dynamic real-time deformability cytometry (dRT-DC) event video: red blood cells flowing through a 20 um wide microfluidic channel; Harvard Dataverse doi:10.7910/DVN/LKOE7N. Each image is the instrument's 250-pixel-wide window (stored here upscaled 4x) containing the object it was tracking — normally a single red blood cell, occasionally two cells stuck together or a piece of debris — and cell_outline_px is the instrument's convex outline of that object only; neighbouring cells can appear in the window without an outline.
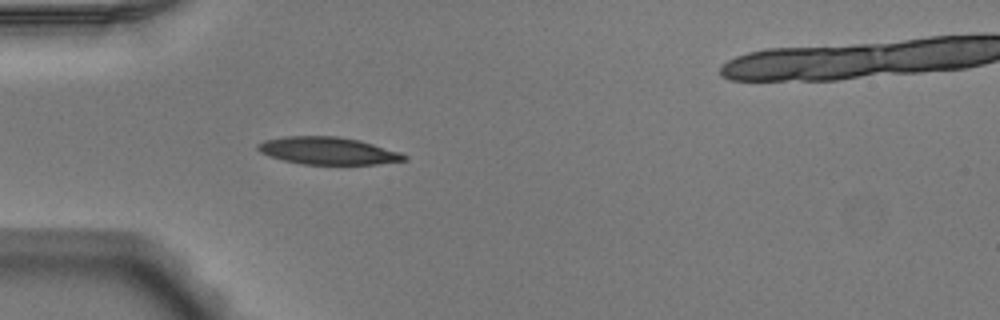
{"species": "Egyptian fruit bat (a non-hibernating species)", "species_latin": "Rousettus aegyptiacus", "temperature_condition": "warm", "stored_images_in_passage": 25, "camera_frame_rate_fps": 3000, "um_per_image_px": 0.085, "animal": {"sex": "male"}, "frame": {"image": 1, "passage_image": 1, "time_ms": 0.0, "image_size_px": [1000, 320], "cell_outline_px": [[408, 160], [376, 164], [304, 164], [284, 160], [260, 152], [256, 148], [256, 144], [264, 140], [284, 136], [336, 136], [360, 140], [400, 152], [408, 156]], "centroid_in_image_um": [27.89, 12.81], "position_along_channel_um": 57.1, "area_um2": 23.29}}
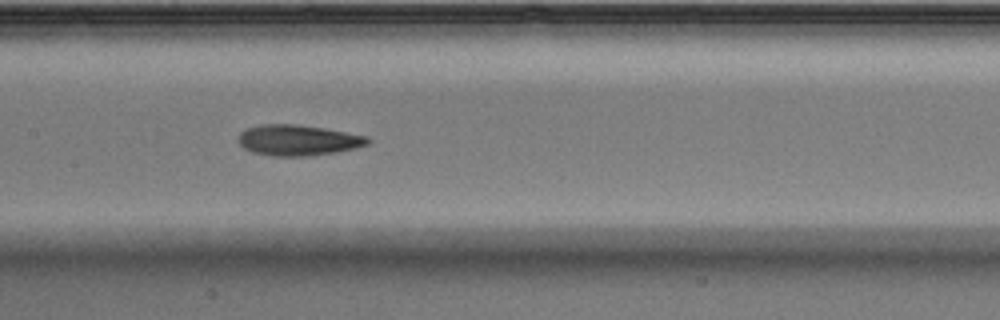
{"frame": {"image": 2, "passage_image": 11, "time_ms": 3.333, "image_size_px": [1000, 320], "cell_outline_px": [[372, 140], [368, 144], [352, 148], [332, 152], [304, 156], [272, 156], [252, 152], [244, 148], [236, 140], [240, 132], [248, 128], [260, 124], [296, 124], [324, 128], [368, 136]], "centroid_in_image_um": [25.29, 11.9], "position_along_channel_um": 182.1, "area_um2": 23.06}}
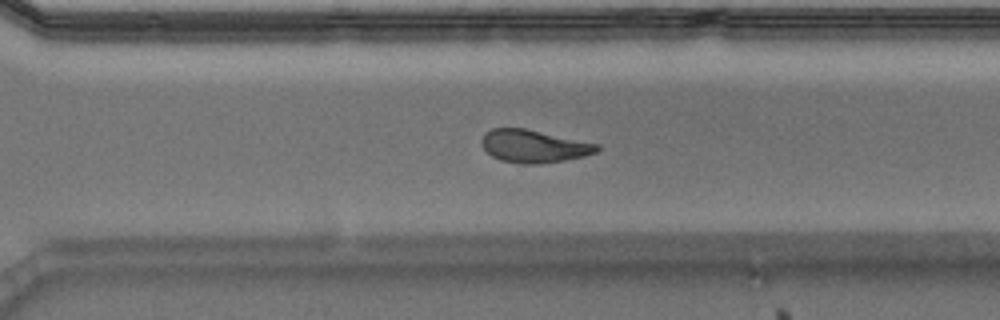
{"frame": {"image": 3, "passage_image": 22, "time_ms": 7.0, "image_size_px": [1000, 320], "cell_outline_px": [[600, 148], [596, 152], [584, 156], [564, 160], [536, 164], [520, 164], [500, 160], [492, 156], [480, 144], [480, 140], [484, 132], [492, 128], [524, 128], [600, 144]], "centroid_in_image_um": [45.34, 12.42], "position_along_channel_um": 325.3, "area_um2": 22.08}, "authors_computed_cell_mechanics": {"area_um2": 22.3686, "velocity_mm_per_s": 3.9176, "shape_relaxation_time_tau1_ms": null, "shape_relaxation_time_tau2_ms": 6.8582, "deformation_change_tau1": null, "deformation_change_tau2": 0.0819}}